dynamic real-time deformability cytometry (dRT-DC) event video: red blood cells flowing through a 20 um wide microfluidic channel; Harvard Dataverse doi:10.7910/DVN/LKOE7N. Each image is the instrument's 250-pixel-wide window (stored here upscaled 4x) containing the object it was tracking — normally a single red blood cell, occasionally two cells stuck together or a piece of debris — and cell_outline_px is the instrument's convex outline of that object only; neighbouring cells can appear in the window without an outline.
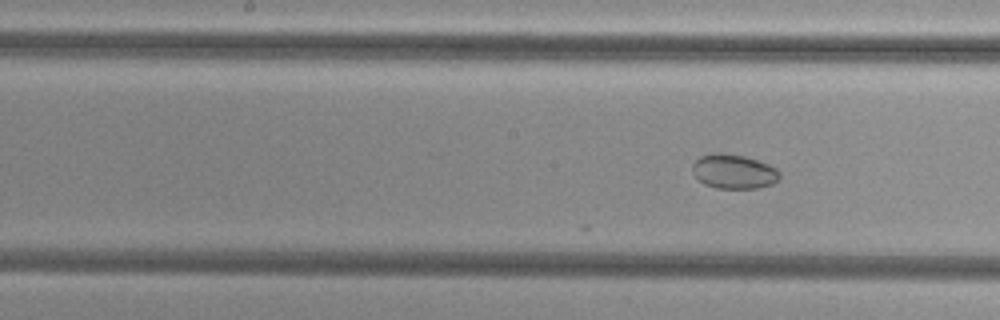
{"species": "common noctule bat (a hibernating species)", "species_latin": "Nyctalus noctula", "temperature_condition": "cold", "stored_images_in_passage": 15, "camera_frame_rate_fps": 3000, "um_per_image_px": 0.085, "animal": {"sex": "female", "body_mass_g": 29.2, "forearm_length_mm": 56.3}, "frame": {"image": 1, "passage_image": 15, "time_ms": 4.667, "image_size_px": [1000, 320], "cell_outline_px": [[780, 176], [772, 184], [756, 188], [716, 188], [704, 184], [692, 172], [692, 164], [700, 156], [716, 152], [720, 152], [744, 156], [768, 164], [776, 168], [780, 172]], "centroid_in_image_um": [62.35, 14.57], "position_along_channel_um": 185.8, "area_um2": 17.4}}